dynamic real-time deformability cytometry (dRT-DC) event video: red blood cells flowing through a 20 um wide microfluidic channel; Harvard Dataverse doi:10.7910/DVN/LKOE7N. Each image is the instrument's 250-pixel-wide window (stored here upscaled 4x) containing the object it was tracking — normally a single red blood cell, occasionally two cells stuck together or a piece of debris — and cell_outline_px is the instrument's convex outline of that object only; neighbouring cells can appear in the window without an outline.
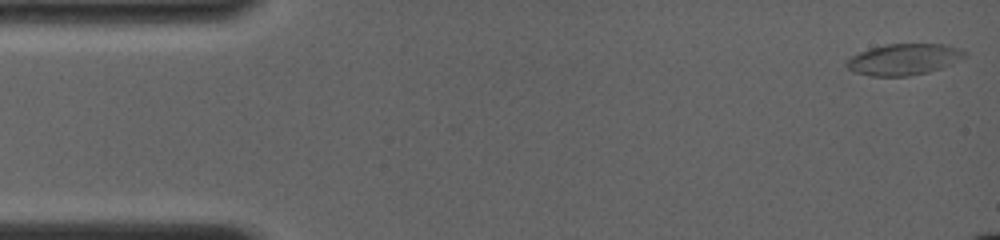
{"species": "common noctule bat (a hibernating species)", "species_latin": "Nyctalus noctula", "temperature_condition": "room temperature", "stored_images_in_passage": 13, "camera_frame_rate_fps": 4000, "um_per_image_px": 0.085, "animal": {"sex": "female", "body_mass_g": 19.0, "forearm_length_mm": 56.7}, "frame": {"image": 1, "passage_image": 1, "time_ms": 0.0, "image_size_px": [1000, 240], "cell_outline_px": [[964, 56], [952, 64], [928, 72], [908, 76], [872, 76], [856, 72], [848, 68], [848, 60], [852, 56], [860, 52], [872, 48], [888, 44], [944, 44], [956, 48], [964, 52]], "centroid_in_image_um": [76.83, 5.05], "position_along_channel_um": 8.2, "area_um2": 20.92}}